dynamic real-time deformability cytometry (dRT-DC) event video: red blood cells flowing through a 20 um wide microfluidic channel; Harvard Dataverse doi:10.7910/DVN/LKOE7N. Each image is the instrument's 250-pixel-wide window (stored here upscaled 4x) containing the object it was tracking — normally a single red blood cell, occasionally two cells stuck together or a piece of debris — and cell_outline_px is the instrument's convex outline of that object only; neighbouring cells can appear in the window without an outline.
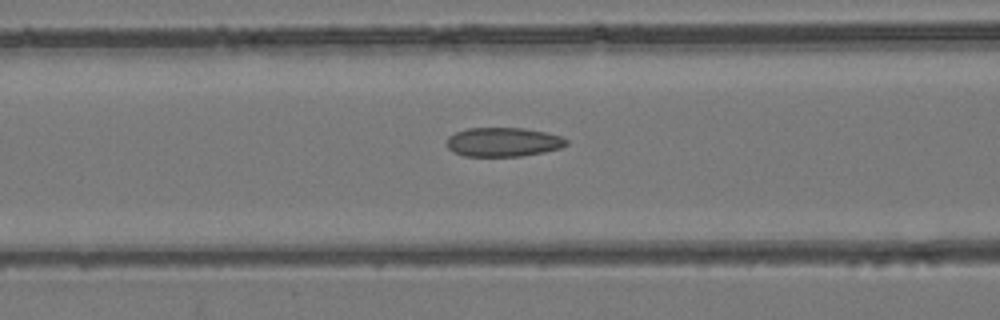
{"species": "common noctule bat (a hibernating species)", "species_latin": "Nyctalus noctula", "temperature_condition": "room temperature", "stored_images_in_passage": 43, "camera_frame_rate_fps": 3000, "um_per_image_px": 0.085, "animal": {"sex": "female", "body_mass_g": 24.6, "forearm_length_mm": 56.2}, "frame": {"image": 1, "passage_image": 17, "time_ms": 5.333, "image_size_px": [1000, 320], "cell_outline_px": [[568, 144], [560, 148], [544, 152], [520, 156], [464, 156], [452, 152], [448, 148], [448, 136], [456, 132], [468, 128], [524, 128], [564, 136], [568, 140]], "centroid_in_image_um": [42.79, 12.07], "position_along_channel_um": 123.8, "area_um2": 20.35}}
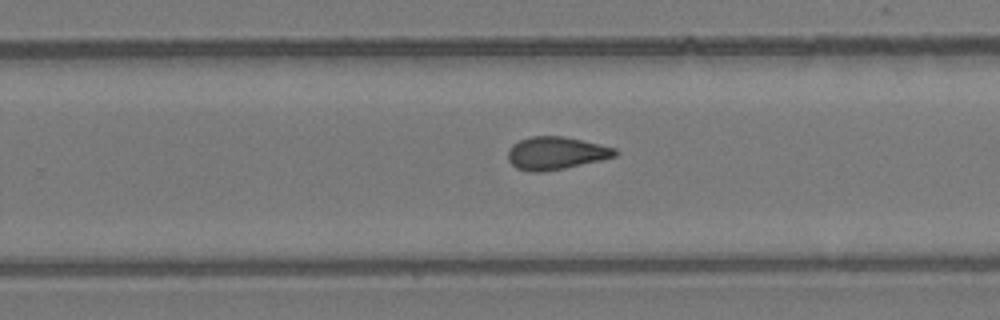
{"frame": {"image": 2, "passage_image": 28, "time_ms": 9.0, "image_size_px": [1000, 320], "cell_outline_px": [[620, 152], [616, 156], [600, 160], [564, 168], [540, 172], [528, 172], [516, 168], [508, 160], [508, 148], [512, 144], [520, 140], [532, 136], [564, 136], [600, 144], [616, 148]], "centroid_in_image_um": [47.24, 13.01], "position_along_channel_um": 282.6, "area_um2": 20.52}}
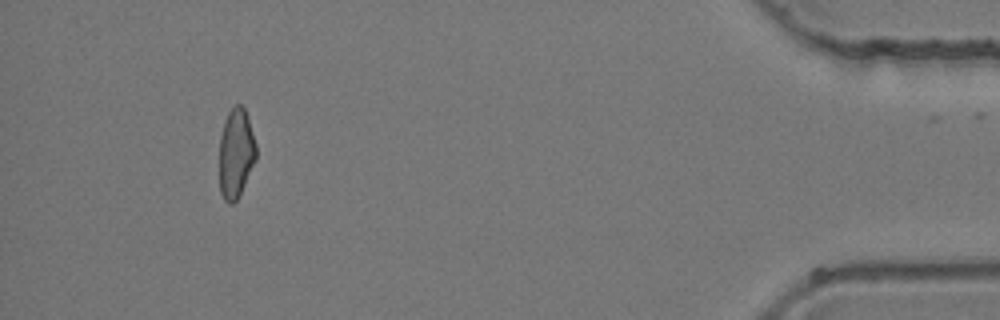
{"frame": {"image": 3, "passage_image": 42, "time_ms": 13.667, "image_size_px": [1000, 320], "cell_outline_px": [[256, 160], [236, 200], [232, 204], [228, 204], [224, 200], [220, 192], [220, 136], [224, 120], [228, 112], [236, 104], [240, 104], [244, 108], [256, 144]], "centroid_in_image_um": [20.04, 13.03], "position_along_channel_um": 415.2, "area_um2": 18.96}}